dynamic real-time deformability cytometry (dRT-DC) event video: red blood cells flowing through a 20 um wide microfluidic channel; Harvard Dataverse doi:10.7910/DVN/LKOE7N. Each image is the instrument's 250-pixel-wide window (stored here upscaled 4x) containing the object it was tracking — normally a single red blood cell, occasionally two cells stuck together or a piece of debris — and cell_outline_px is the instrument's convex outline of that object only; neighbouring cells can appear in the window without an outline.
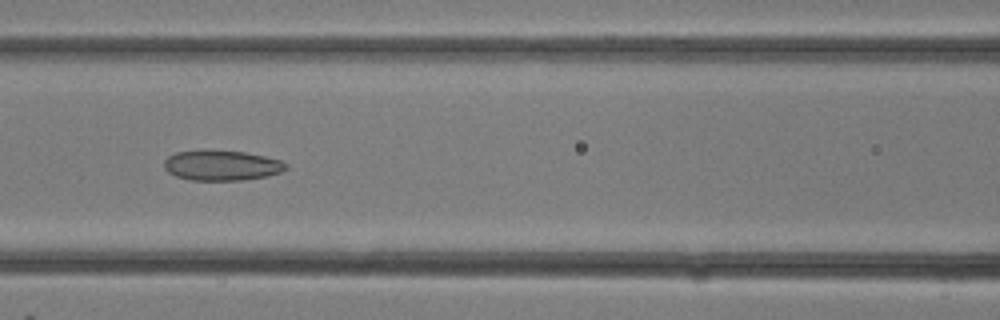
{"species": "common noctule bat (a hibernating species)", "species_latin": "Nyctalus noctula", "temperature_condition": "room temperature", "stored_images_in_passage": 16, "camera_frame_rate_fps": 3000, "um_per_image_px": 0.085, "animal": {"sex": "female"}, "frame": {"image": 1, "passage_image": 7, "time_ms": 2.0, "image_size_px": [1000, 320], "cell_outline_px": [[288, 168], [280, 172], [268, 176], [240, 180], [192, 180], [176, 176], [168, 172], [164, 168], [164, 160], [168, 156], [176, 152], [204, 148], [244, 152], [264, 156], [280, 160], [288, 164]], "centroid_in_image_um": [18.81, 14.03], "position_along_channel_um": 147.8, "area_um2": 21.85}}
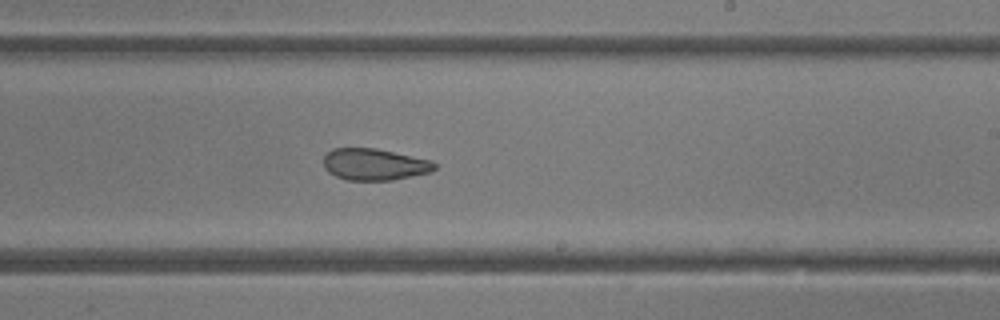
{"frame": {"image": 2, "passage_image": 12, "time_ms": 3.667, "image_size_px": [1000, 320], "cell_outline_px": [[436, 168], [432, 172], [392, 180], [348, 180], [336, 176], [328, 172], [324, 168], [324, 156], [332, 148], [376, 148], [432, 160], [436, 164]], "centroid_in_image_um": [31.84, 13.97], "position_along_channel_um": 257.2, "area_um2": 20.58}}
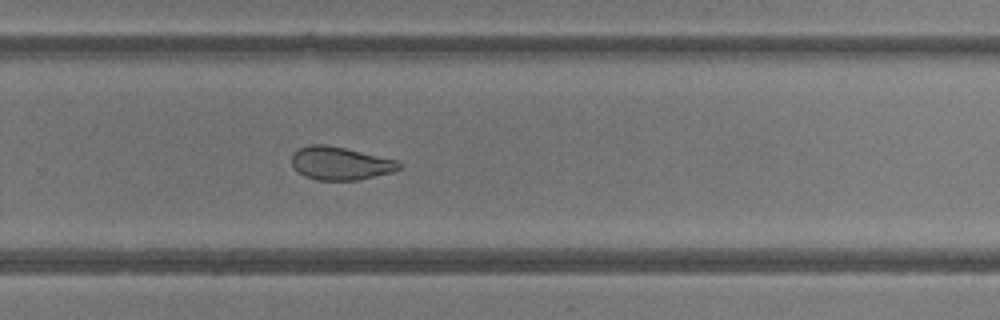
{"frame": {"image": 3, "passage_image": 14, "time_ms": 4.333, "image_size_px": [1000, 320], "cell_outline_px": [[404, 164], [400, 168], [392, 172], [356, 180], [316, 180], [304, 176], [296, 172], [292, 164], [292, 152], [308, 144], [324, 144], [344, 148], [400, 160]], "centroid_in_image_um": [28.92, 13.88], "position_along_channel_um": 300.9, "area_um2": 20.92}}